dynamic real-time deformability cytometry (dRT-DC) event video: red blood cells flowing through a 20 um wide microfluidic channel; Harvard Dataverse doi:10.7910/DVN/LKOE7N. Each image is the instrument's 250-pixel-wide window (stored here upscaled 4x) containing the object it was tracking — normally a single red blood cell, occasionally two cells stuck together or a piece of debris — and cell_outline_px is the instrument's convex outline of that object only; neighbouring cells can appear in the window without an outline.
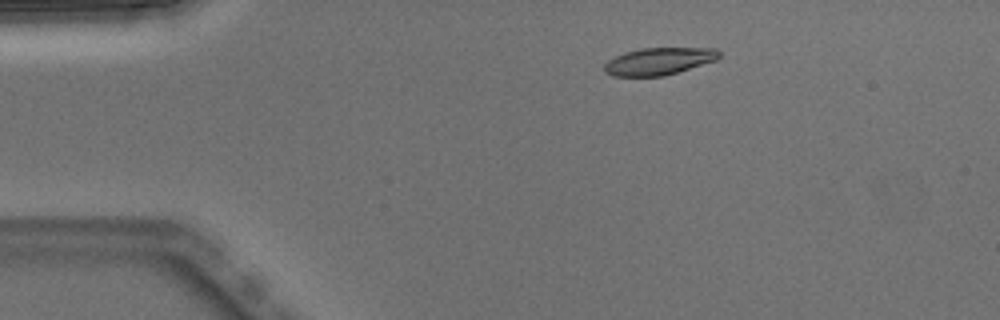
{"species": "Egyptian fruit bat (a non-hibernating species)", "species_latin": "Rousettus aegyptiacus", "temperature_condition": "warm", "stored_images_in_passage": 4, "camera_frame_rate_fps": 3000, "um_per_image_px": 0.085, "animal": {"sex": "male"}, "frame": {"image": 1, "passage_image": 1, "time_ms": 0.0, "image_size_px": [1000, 320], "cell_outline_px": [[720, 56], [716, 60], [664, 76], [612, 76], [604, 72], [604, 64], [608, 60], [624, 52], [640, 48], [716, 48], [720, 52]], "centroid_in_image_um": [55.98, 5.2], "position_along_channel_um": 29.0, "area_um2": 18.21}}
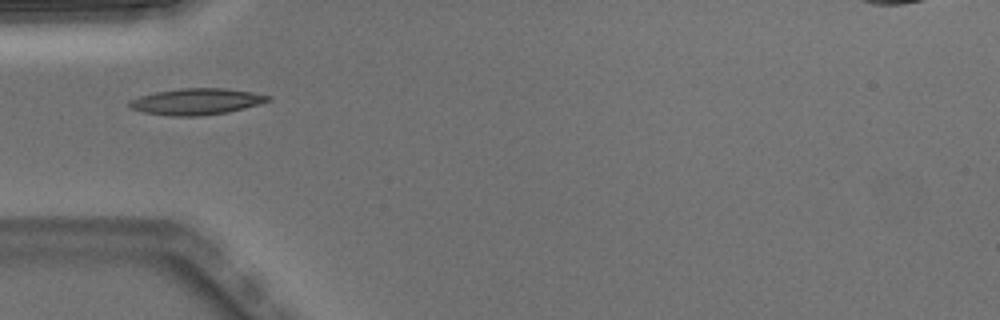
{"frame": {"image": 2, "passage_image": 3, "time_ms": 0.667, "image_size_px": [1000, 320], "cell_outline_px": [[272, 100], [244, 108], [228, 112], [196, 116], [172, 116], [144, 112], [128, 108], [128, 100], [140, 96], [156, 92], [180, 88], [224, 88], [252, 92], [272, 96]], "centroid_in_image_um": [16.68, 8.63], "position_along_channel_um": 68.3, "area_um2": 21.27}}